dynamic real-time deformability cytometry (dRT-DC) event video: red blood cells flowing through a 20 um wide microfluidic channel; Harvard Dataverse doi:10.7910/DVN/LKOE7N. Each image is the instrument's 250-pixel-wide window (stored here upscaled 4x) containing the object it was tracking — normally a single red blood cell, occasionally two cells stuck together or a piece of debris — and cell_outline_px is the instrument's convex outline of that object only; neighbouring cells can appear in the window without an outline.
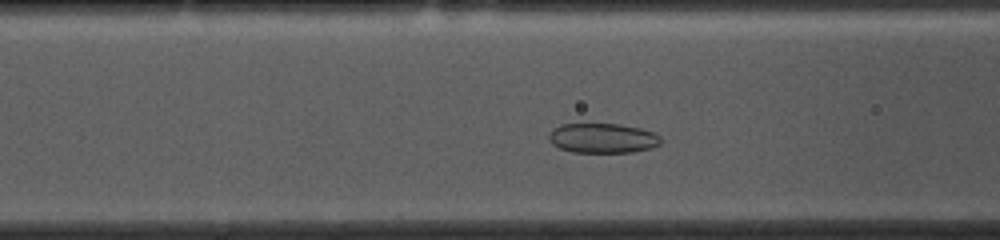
{"species": "common noctule bat (a hibernating species)", "species_latin": "Nyctalus noctula", "temperature_condition": "cold", "stored_images_in_passage": 34, "camera_frame_rate_fps": 3000, "um_per_image_px": 0.085, "animal": {"sex": "female", "body_mass_g": 10.0, "forearm_length_mm": 53.1}, "frame": {"image": 1, "passage_image": 9, "time_ms": 2.667, "image_size_px": [1000, 240], "cell_outline_px": [[660, 144], [652, 148], [632, 152], [572, 152], [560, 148], [552, 144], [548, 136], [560, 124], [620, 124], [640, 128], [656, 132], [660, 136]], "centroid_in_image_um": [51.27, 11.74], "position_along_channel_um": 115.3, "area_um2": 19.36}}
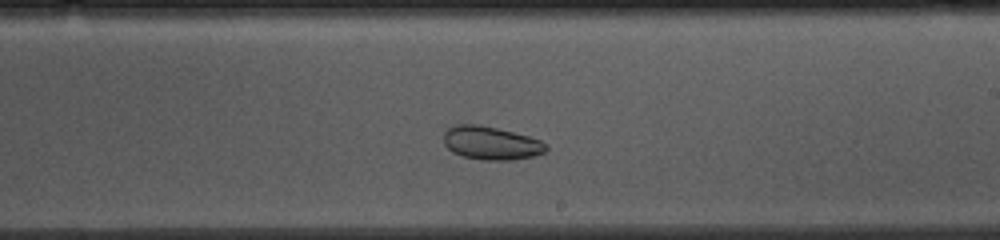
{"frame": {"image": 2, "passage_image": 20, "time_ms": 6.333, "image_size_px": [1000, 240], "cell_outline_px": [[548, 148], [544, 152], [532, 156], [512, 160], [484, 160], [464, 156], [452, 152], [444, 144], [444, 132], [448, 128], [456, 124], [476, 124], [496, 128], [528, 136], [540, 140], [548, 144]], "centroid_in_image_um": [41.73, 12.16], "position_along_channel_um": 247.3, "area_um2": 19.77}}
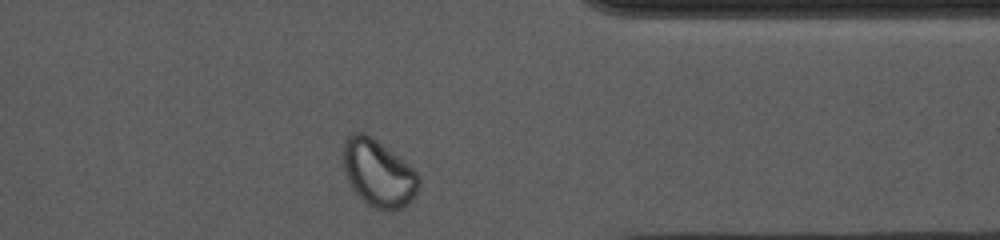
{"frame": {"image": 3, "passage_image": 32, "time_ms": 10.333, "image_size_px": [1000, 240], "cell_outline_px": [[420, 184], [412, 200], [404, 208], [384, 212], [368, 204], [352, 188], [344, 172], [344, 140], [352, 132], [364, 132], [372, 136], [408, 164], [416, 172], [420, 180]], "centroid_in_image_um": [32.17, 14.73], "position_along_channel_um": 379.2, "area_um2": 29.48}}